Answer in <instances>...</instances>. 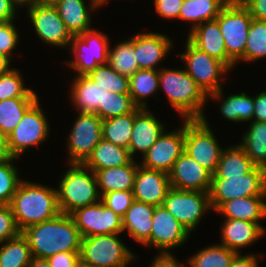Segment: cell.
Listing matches in <instances>:
<instances>
[{
	"label": "cell",
	"mask_w": 266,
	"mask_h": 267,
	"mask_svg": "<svg viewBox=\"0 0 266 267\" xmlns=\"http://www.w3.org/2000/svg\"><path fill=\"white\" fill-rule=\"evenodd\" d=\"M70 87V99L79 113L98 115V106H103L106 89L94 83L87 75H77Z\"/></svg>",
	"instance_id": "cell-27"
},
{
	"label": "cell",
	"mask_w": 266,
	"mask_h": 267,
	"mask_svg": "<svg viewBox=\"0 0 266 267\" xmlns=\"http://www.w3.org/2000/svg\"><path fill=\"white\" fill-rule=\"evenodd\" d=\"M11 158L7 147V137L0 131V161Z\"/></svg>",
	"instance_id": "cell-55"
},
{
	"label": "cell",
	"mask_w": 266,
	"mask_h": 267,
	"mask_svg": "<svg viewBox=\"0 0 266 267\" xmlns=\"http://www.w3.org/2000/svg\"><path fill=\"white\" fill-rule=\"evenodd\" d=\"M185 121V150L190 157L207 169L212 175L215 173L223 149L210 128L205 115L201 119Z\"/></svg>",
	"instance_id": "cell-8"
},
{
	"label": "cell",
	"mask_w": 266,
	"mask_h": 267,
	"mask_svg": "<svg viewBox=\"0 0 266 267\" xmlns=\"http://www.w3.org/2000/svg\"><path fill=\"white\" fill-rule=\"evenodd\" d=\"M11 61L12 60H10L9 58L0 53V74L5 73L11 69L10 68Z\"/></svg>",
	"instance_id": "cell-56"
},
{
	"label": "cell",
	"mask_w": 266,
	"mask_h": 267,
	"mask_svg": "<svg viewBox=\"0 0 266 267\" xmlns=\"http://www.w3.org/2000/svg\"><path fill=\"white\" fill-rule=\"evenodd\" d=\"M104 205L123 217L134 201L133 190H116L101 196Z\"/></svg>",
	"instance_id": "cell-45"
},
{
	"label": "cell",
	"mask_w": 266,
	"mask_h": 267,
	"mask_svg": "<svg viewBox=\"0 0 266 267\" xmlns=\"http://www.w3.org/2000/svg\"><path fill=\"white\" fill-rule=\"evenodd\" d=\"M170 186L178 190L209 192L212 174L183 152L169 173Z\"/></svg>",
	"instance_id": "cell-18"
},
{
	"label": "cell",
	"mask_w": 266,
	"mask_h": 267,
	"mask_svg": "<svg viewBox=\"0 0 266 267\" xmlns=\"http://www.w3.org/2000/svg\"><path fill=\"white\" fill-rule=\"evenodd\" d=\"M27 11L39 39L59 48L69 47L73 35L66 28L54 5H35Z\"/></svg>",
	"instance_id": "cell-16"
},
{
	"label": "cell",
	"mask_w": 266,
	"mask_h": 267,
	"mask_svg": "<svg viewBox=\"0 0 266 267\" xmlns=\"http://www.w3.org/2000/svg\"><path fill=\"white\" fill-rule=\"evenodd\" d=\"M13 20L0 21V53L11 60L12 51L18 45L19 33Z\"/></svg>",
	"instance_id": "cell-46"
},
{
	"label": "cell",
	"mask_w": 266,
	"mask_h": 267,
	"mask_svg": "<svg viewBox=\"0 0 266 267\" xmlns=\"http://www.w3.org/2000/svg\"><path fill=\"white\" fill-rule=\"evenodd\" d=\"M103 5L105 2H107L108 0H99Z\"/></svg>",
	"instance_id": "cell-61"
},
{
	"label": "cell",
	"mask_w": 266,
	"mask_h": 267,
	"mask_svg": "<svg viewBox=\"0 0 266 267\" xmlns=\"http://www.w3.org/2000/svg\"><path fill=\"white\" fill-rule=\"evenodd\" d=\"M224 38L227 55L237 63L245 61L248 29L253 18L239 0H230L216 18Z\"/></svg>",
	"instance_id": "cell-7"
},
{
	"label": "cell",
	"mask_w": 266,
	"mask_h": 267,
	"mask_svg": "<svg viewBox=\"0 0 266 267\" xmlns=\"http://www.w3.org/2000/svg\"><path fill=\"white\" fill-rule=\"evenodd\" d=\"M16 11V6L11 0H0V21L14 20Z\"/></svg>",
	"instance_id": "cell-53"
},
{
	"label": "cell",
	"mask_w": 266,
	"mask_h": 267,
	"mask_svg": "<svg viewBox=\"0 0 266 267\" xmlns=\"http://www.w3.org/2000/svg\"><path fill=\"white\" fill-rule=\"evenodd\" d=\"M164 131V124L152 112L137 107L134 110V124L128 147L131 157L135 159L134 155L138 151L144 156Z\"/></svg>",
	"instance_id": "cell-20"
},
{
	"label": "cell",
	"mask_w": 266,
	"mask_h": 267,
	"mask_svg": "<svg viewBox=\"0 0 266 267\" xmlns=\"http://www.w3.org/2000/svg\"><path fill=\"white\" fill-rule=\"evenodd\" d=\"M237 254L226 246L217 244L199 250L187 261L190 267H230Z\"/></svg>",
	"instance_id": "cell-39"
},
{
	"label": "cell",
	"mask_w": 266,
	"mask_h": 267,
	"mask_svg": "<svg viewBox=\"0 0 266 267\" xmlns=\"http://www.w3.org/2000/svg\"><path fill=\"white\" fill-rule=\"evenodd\" d=\"M132 160L127 148H122L102 138L83 165L94 172L126 165Z\"/></svg>",
	"instance_id": "cell-28"
},
{
	"label": "cell",
	"mask_w": 266,
	"mask_h": 267,
	"mask_svg": "<svg viewBox=\"0 0 266 267\" xmlns=\"http://www.w3.org/2000/svg\"><path fill=\"white\" fill-rule=\"evenodd\" d=\"M185 150V122L182 128L173 132H163L157 141L142 157L145 168L169 174L175 161Z\"/></svg>",
	"instance_id": "cell-17"
},
{
	"label": "cell",
	"mask_w": 266,
	"mask_h": 267,
	"mask_svg": "<svg viewBox=\"0 0 266 267\" xmlns=\"http://www.w3.org/2000/svg\"><path fill=\"white\" fill-rule=\"evenodd\" d=\"M137 106L133 103L130 94H119L106 91L103 106H98V116L102 120L132 113Z\"/></svg>",
	"instance_id": "cell-42"
},
{
	"label": "cell",
	"mask_w": 266,
	"mask_h": 267,
	"mask_svg": "<svg viewBox=\"0 0 266 267\" xmlns=\"http://www.w3.org/2000/svg\"><path fill=\"white\" fill-rule=\"evenodd\" d=\"M29 267H51L47 259L32 257Z\"/></svg>",
	"instance_id": "cell-57"
},
{
	"label": "cell",
	"mask_w": 266,
	"mask_h": 267,
	"mask_svg": "<svg viewBox=\"0 0 266 267\" xmlns=\"http://www.w3.org/2000/svg\"><path fill=\"white\" fill-rule=\"evenodd\" d=\"M248 196H266L265 168L255 166L241 177L211 180L209 198L214 211L224 202Z\"/></svg>",
	"instance_id": "cell-9"
},
{
	"label": "cell",
	"mask_w": 266,
	"mask_h": 267,
	"mask_svg": "<svg viewBox=\"0 0 266 267\" xmlns=\"http://www.w3.org/2000/svg\"><path fill=\"white\" fill-rule=\"evenodd\" d=\"M185 48V53H179L178 56L184 60L186 72L203 90L207 98L221 100L223 91L220 77L230 69L223 62L201 51L188 39Z\"/></svg>",
	"instance_id": "cell-5"
},
{
	"label": "cell",
	"mask_w": 266,
	"mask_h": 267,
	"mask_svg": "<svg viewBox=\"0 0 266 267\" xmlns=\"http://www.w3.org/2000/svg\"><path fill=\"white\" fill-rule=\"evenodd\" d=\"M149 267H184L172 254H158Z\"/></svg>",
	"instance_id": "cell-52"
},
{
	"label": "cell",
	"mask_w": 266,
	"mask_h": 267,
	"mask_svg": "<svg viewBox=\"0 0 266 267\" xmlns=\"http://www.w3.org/2000/svg\"><path fill=\"white\" fill-rule=\"evenodd\" d=\"M47 261L51 267H75L80 261V252H61L49 258Z\"/></svg>",
	"instance_id": "cell-49"
},
{
	"label": "cell",
	"mask_w": 266,
	"mask_h": 267,
	"mask_svg": "<svg viewBox=\"0 0 266 267\" xmlns=\"http://www.w3.org/2000/svg\"><path fill=\"white\" fill-rule=\"evenodd\" d=\"M253 121L266 122V91L254 97Z\"/></svg>",
	"instance_id": "cell-51"
},
{
	"label": "cell",
	"mask_w": 266,
	"mask_h": 267,
	"mask_svg": "<svg viewBox=\"0 0 266 267\" xmlns=\"http://www.w3.org/2000/svg\"><path fill=\"white\" fill-rule=\"evenodd\" d=\"M47 117L37 99L24 113L15 129L7 136L11 157L19 158L25 150L43 143L50 132Z\"/></svg>",
	"instance_id": "cell-10"
},
{
	"label": "cell",
	"mask_w": 266,
	"mask_h": 267,
	"mask_svg": "<svg viewBox=\"0 0 266 267\" xmlns=\"http://www.w3.org/2000/svg\"><path fill=\"white\" fill-rule=\"evenodd\" d=\"M67 139L69 164H83L102 140V119L95 113H79Z\"/></svg>",
	"instance_id": "cell-13"
},
{
	"label": "cell",
	"mask_w": 266,
	"mask_h": 267,
	"mask_svg": "<svg viewBox=\"0 0 266 267\" xmlns=\"http://www.w3.org/2000/svg\"><path fill=\"white\" fill-rule=\"evenodd\" d=\"M18 158L11 157L0 161V205H10L20 182L18 169L14 166V160Z\"/></svg>",
	"instance_id": "cell-44"
},
{
	"label": "cell",
	"mask_w": 266,
	"mask_h": 267,
	"mask_svg": "<svg viewBox=\"0 0 266 267\" xmlns=\"http://www.w3.org/2000/svg\"><path fill=\"white\" fill-rule=\"evenodd\" d=\"M39 98H11L0 101V131L7 137L26 110Z\"/></svg>",
	"instance_id": "cell-37"
},
{
	"label": "cell",
	"mask_w": 266,
	"mask_h": 267,
	"mask_svg": "<svg viewBox=\"0 0 266 267\" xmlns=\"http://www.w3.org/2000/svg\"><path fill=\"white\" fill-rule=\"evenodd\" d=\"M83 237L123 233L122 217L102 201L78 208L69 214Z\"/></svg>",
	"instance_id": "cell-14"
},
{
	"label": "cell",
	"mask_w": 266,
	"mask_h": 267,
	"mask_svg": "<svg viewBox=\"0 0 266 267\" xmlns=\"http://www.w3.org/2000/svg\"><path fill=\"white\" fill-rule=\"evenodd\" d=\"M20 74L16 68L0 74V101L11 98H38L35 91L25 88Z\"/></svg>",
	"instance_id": "cell-41"
},
{
	"label": "cell",
	"mask_w": 266,
	"mask_h": 267,
	"mask_svg": "<svg viewBox=\"0 0 266 267\" xmlns=\"http://www.w3.org/2000/svg\"><path fill=\"white\" fill-rule=\"evenodd\" d=\"M255 20L266 21V0H239Z\"/></svg>",
	"instance_id": "cell-50"
},
{
	"label": "cell",
	"mask_w": 266,
	"mask_h": 267,
	"mask_svg": "<svg viewBox=\"0 0 266 267\" xmlns=\"http://www.w3.org/2000/svg\"><path fill=\"white\" fill-rule=\"evenodd\" d=\"M20 233L10 205H0V244Z\"/></svg>",
	"instance_id": "cell-47"
},
{
	"label": "cell",
	"mask_w": 266,
	"mask_h": 267,
	"mask_svg": "<svg viewBox=\"0 0 266 267\" xmlns=\"http://www.w3.org/2000/svg\"><path fill=\"white\" fill-rule=\"evenodd\" d=\"M138 167L133 159L126 165L94 171L101 196L116 190H133Z\"/></svg>",
	"instance_id": "cell-29"
},
{
	"label": "cell",
	"mask_w": 266,
	"mask_h": 267,
	"mask_svg": "<svg viewBox=\"0 0 266 267\" xmlns=\"http://www.w3.org/2000/svg\"><path fill=\"white\" fill-rule=\"evenodd\" d=\"M22 235L27 239L32 257L47 259L61 252H80L82 236L69 214L28 226Z\"/></svg>",
	"instance_id": "cell-1"
},
{
	"label": "cell",
	"mask_w": 266,
	"mask_h": 267,
	"mask_svg": "<svg viewBox=\"0 0 266 267\" xmlns=\"http://www.w3.org/2000/svg\"><path fill=\"white\" fill-rule=\"evenodd\" d=\"M183 1L184 0H155V9L161 17L179 19Z\"/></svg>",
	"instance_id": "cell-48"
},
{
	"label": "cell",
	"mask_w": 266,
	"mask_h": 267,
	"mask_svg": "<svg viewBox=\"0 0 266 267\" xmlns=\"http://www.w3.org/2000/svg\"><path fill=\"white\" fill-rule=\"evenodd\" d=\"M266 57V21L253 19L248 29L245 62Z\"/></svg>",
	"instance_id": "cell-43"
},
{
	"label": "cell",
	"mask_w": 266,
	"mask_h": 267,
	"mask_svg": "<svg viewBox=\"0 0 266 267\" xmlns=\"http://www.w3.org/2000/svg\"><path fill=\"white\" fill-rule=\"evenodd\" d=\"M187 39L201 51L223 62L230 70L236 65L227 55L224 38L216 19L206 21L192 29Z\"/></svg>",
	"instance_id": "cell-21"
},
{
	"label": "cell",
	"mask_w": 266,
	"mask_h": 267,
	"mask_svg": "<svg viewBox=\"0 0 266 267\" xmlns=\"http://www.w3.org/2000/svg\"><path fill=\"white\" fill-rule=\"evenodd\" d=\"M159 70L139 69L129 77V94L133 103L139 108H147L149 96L155 95L159 90Z\"/></svg>",
	"instance_id": "cell-32"
},
{
	"label": "cell",
	"mask_w": 266,
	"mask_h": 267,
	"mask_svg": "<svg viewBox=\"0 0 266 267\" xmlns=\"http://www.w3.org/2000/svg\"><path fill=\"white\" fill-rule=\"evenodd\" d=\"M163 205L188 231L192 233L202 216L212 210L209 192L170 188ZM208 210V211H207Z\"/></svg>",
	"instance_id": "cell-12"
},
{
	"label": "cell",
	"mask_w": 266,
	"mask_h": 267,
	"mask_svg": "<svg viewBox=\"0 0 266 267\" xmlns=\"http://www.w3.org/2000/svg\"><path fill=\"white\" fill-rule=\"evenodd\" d=\"M170 188L169 174L139 165L134 179V200L155 207L163 205Z\"/></svg>",
	"instance_id": "cell-19"
},
{
	"label": "cell",
	"mask_w": 266,
	"mask_h": 267,
	"mask_svg": "<svg viewBox=\"0 0 266 267\" xmlns=\"http://www.w3.org/2000/svg\"><path fill=\"white\" fill-rule=\"evenodd\" d=\"M89 4L88 7L84 0H58L54 4L61 20L72 35H79L92 29L90 12L96 11L103 4L99 0H90Z\"/></svg>",
	"instance_id": "cell-23"
},
{
	"label": "cell",
	"mask_w": 266,
	"mask_h": 267,
	"mask_svg": "<svg viewBox=\"0 0 266 267\" xmlns=\"http://www.w3.org/2000/svg\"><path fill=\"white\" fill-rule=\"evenodd\" d=\"M10 207L20 231L51 220L61 213L55 188L27 180L20 182Z\"/></svg>",
	"instance_id": "cell-2"
},
{
	"label": "cell",
	"mask_w": 266,
	"mask_h": 267,
	"mask_svg": "<svg viewBox=\"0 0 266 267\" xmlns=\"http://www.w3.org/2000/svg\"><path fill=\"white\" fill-rule=\"evenodd\" d=\"M12 3L18 8V6H27V8L34 7L36 5V0H11Z\"/></svg>",
	"instance_id": "cell-58"
},
{
	"label": "cell",
	"mask_w": 266,
	"mask_h": 267,
	"mask_svg": "<svg viewBox=\"0 0 266 267\" xmlns=\"http://www.w3.org/2000/svg\"><path fill=\"white\" fill-rule=\"evenodd\" d=\"M58 0H36V5H54Z\"/></svg>",
	"instance_id": "cell-59"
},
{
	"label": "cell",
	"mask_w": 266,
	"mask_h": 267,
	"mask_svg": "<svg viewBox=\"0 0 266 267\" xmlns=\"http://www.w3.org/2000/svg\"><path fill=\"white\" fill-rule=\"evenodd\" d=\"M134 124V111L102 121V138L122 148L129 147Z\"/></svg>",
	"instance_id": "cell-36"
},
{
	"label": "cell",
	"mask_w": 266,
	"mask_h": 267,
	"mask_svg": "<svg viewBox=\"0 0 266 267\" xmlns=\"http://www.w3.org/2000/svg\"><path fill=\"white\" fill-rule=\"evenodd\" d=\"M223 117L232 122H248L253 121L254 115V97L248 96L246 93L234 94L227 96L220 106Z\"/></svg>",
	"instance_id": "cell-38"
},
{
	"label": "cell",
	"mask_w": 266,
	"mask_h": 267,
	"mask_svg": "<svg viewBox=\"0 0 266 267\" xmlns=\"http://www.w3.org/2000/svg\"><path fill=\"white\" fill-rule=\"evenodd\" d=\"M172 41L165 34L138 33L134 36V51L139 69H156L172 48ZM165 57V58H164Z\"/></svg>",
	"instance_id": "cell-22"
},
{
	"label": "cell",
	"mask_w": 266,
	"mask_h": 267,
	"mask_svg": "<svg viewBox=\"0 0 266 267\" xmlns=\"http://www.w3.org/2000/svg\"><path fill=\"white\" fill-rule=\"evenodd\" d=\"M239 145L250 160L259 167H266V122L252 121Z\"/></svg>",
	"instance_id": "cell-33"
},
{
	"label": "cell",
	"mask_w": 266,
	"mask_h": 267,
	"mask_svg": "<svg viewBox=\"0 0 266 267\" xmlns=\"http://www.w3.org/2000/svg\"><path fill=\"white\" fill-rule=\"evenodd\" d=\"M190 234L164 205L155 207L152 217L150 246L155 249L158 248L159 254H172L169 250L185 244Z\"/></svg>",
	"instance_id": "cell-15"
},
{
	"label": "cell",
	"mask_w": 266,
	"mask_h": 267,
	"mask_svg": "<svg viewBox=\"0 0 266 267\" xmlns=\"http://www.w3.org/2000/svg\"><path fill=\"white\" fill-rule=\"evenodd\" d=\"M266 230L259 224L238 219H225L221 230V242L230 250L241 253L240 248L251 246L262 238ZM240 251V252H239Z\"/></svg>",
	"instance_id": "cell-24"
},
{
	"label": "cell",
	"mask_w": 266,
	"mask_h": 267,
	"mask_svg": "<svg viewBox=\"0 0 266 267\" xmlns=\"http://www.w3.org/2000/svg\"><path fill=\"white\" fill-rule=\"evenodd\" d=\"M258 264L256 255L250 253L243 256L239 253L233 259L230 267H258Z\"/></svg>",
	"instance_id": "cell-54"
},
{
	"label": "cell",
	"mask_w": 266,
	"mask_h": 267,
	"mask_svg": "<svg viewBox=\"0 0 266 267\" xmlns=\"http://www.w3.org/2000/svg\"><path fill=\"white\" fill-rule=\"evenodd\" d=\"M134 51V36L108 49L107 63L121 75L131 77L139 70Z\"/></svg>",
	"instance_id": "cell-35"
},
{
	"label": "cell",
	"mask_w": 266,
	"mask_h": 267,
	"mask_svg": "<svg viewBox=\"0 0 266 267\" xmlns=\"http://www.w3.org/2000/svg\"><path fill=\"white\" fill-rule=\"evenodd\" d=\"M154 210L155 206L134 200L122 217L123 232L127 231L136 242L150 246Z\"/></svg>",
	"instance_id": "cell-25"
},
{
	"label": "cell",
	"mask_w": 266,
	"mask_h": 267,
	"mask_svg": "<svg viewBox=\"0 0 266 267\" xmlns=\"http://www.w3.org/2000/svg\"><path fill=\"white\" fill-rule=\"evenodd\" d=\"M230 0H184L179 19L192 22L191 30L202 23L214 20Z\"/></svg>",
	"instance_id": "cell-31"
},
{
	"label": "cell",
	"mask_w": 266,
	"mask_h": 267,
	"mask_svg": "<svg viewBox=\"0 0 266 267\" xmlns=\"http://www.w3.org/2000/svg\"><path fill=\"white\" fill-rule=\"evenodd\" d=\"M136 258V255L120 240L119 234L82 238L80 260L92 267H128Z\"/></svg>",
	"instance_id": "cell-6"
},
{
	"label": "cell",
	"mask_w": 266,
	"mask_h": 267,
	"mask_svg": "<svg viewBox=\"0 0 266 267\" xmlns=\"http://www.w3.org/2000/svg\"><path fill=\"white\" fill-rule=\"evenodd\" d=\"M255 166L239 144L233 145L227 147V149L223 148L221 158L212 178L241 177L249 173Z\"/></svg>",
	"instance_id": "cell-30"
},
{
	"label": "cell",
	"mask_w": 266,
	"mask_h": 267,
	"mask_svg": "<svg viewBox=\"0 0 266 267\" xmlns=\"http://www.w3.org/2000/svg\"><path fill=\"white\" fill-rule=\"evenodd\" d=\"M32 259L27 239L20 233L17 237L2 242L0 267H29Z\"/></svg>",
	"instance_id": "cell-34"
},
{
	"label": "cell",
	"mask_w": 266,
	"mask_h": 267,
	"mask_svg": "<svg viewBox=\"0 0 266 267\" xmlns=\"http://www.w3.org/2000/svg\"><path fill=\"white\" fill-rule=\"evenodd\" d=\"M266 196H248L235 198L222 203L215 211L225 219H238L259 224L266 218Z\"/></svg>",
	"instance_id": "cell-26"
},
{
	"label": "cell",
	"mask_w": 266,
	"mask_h": 267,
	"mask_svg": "<svg viewBox=\"0 0 266 267\" xmlns=\"http://www.w3.org/2000/svg\"><path fill=\"white\" fill-rule=\"evenodd\" d=\"M163 88L168 103L184 120L201 119L207 95L185 69L159 68V89Z\"/></svg>",
	"instance_id": "cell-3"
},
{
	"label": "cell",
	"mask_w": 266,
	"mask_h": 267,
	"mask_svg": "<svg viewBox=\"0 0 266 267\" xmlns=\"http://www.w3.org/2000/svg\"><path fill=\"white\" fill-rule=\"evenodd\" d=\"M109 46L108 35L97 29L73 35L68 48L75 54L76 59L66 63L77 75H87L97 66L107 64Z\"/></svg>",
	"instance_id": "cell-11"
},
{
	"label": "cell",
	"mask_w": 266,
	"mask_h": 267,
	"mask_svg": "<svg viewBox=\"0 0 266 267\" xmlns=\"http://www.w3.org/2000/svg\"><path fill=\"white\" fill-rule=\"evenodd\" d=\"M87 76L106 91L129 94V77L121 75L108 63L97 66Z\"/></svg>",
	"instance_id": "cell-40"
},
{
	"label": "cell",
	"mask_w": 266,
	"mask_h": 267,
	"mask_svg": "<svg viewBox=\"0 0 266 267\" xmlns=\"http://www.w3.org/2000/svg\"><path fill=\"white\" fill-rule=\"evenodd\" d=\"M75 267H92L88 264L83 263L81 260L76 264Z\"/></svg>",
	"instance_id": "cell-60"
},
{
	"label": "cell",
	"mask_w": 266,
	"mask_h": 267,
	"mask_svg": "<svg viewBox=\"0 0 266 267\" xmlns=\"http://www.w3.org/2000/svg\"><path fill=\"white\" fill-rule=\"evenodd\" d=\"M69 167L56 188L59 209L63 214L101 201L95 173L83 164H69Z\"/></svg>",
	"instance_id": "cell-4"
}]
</instances>
